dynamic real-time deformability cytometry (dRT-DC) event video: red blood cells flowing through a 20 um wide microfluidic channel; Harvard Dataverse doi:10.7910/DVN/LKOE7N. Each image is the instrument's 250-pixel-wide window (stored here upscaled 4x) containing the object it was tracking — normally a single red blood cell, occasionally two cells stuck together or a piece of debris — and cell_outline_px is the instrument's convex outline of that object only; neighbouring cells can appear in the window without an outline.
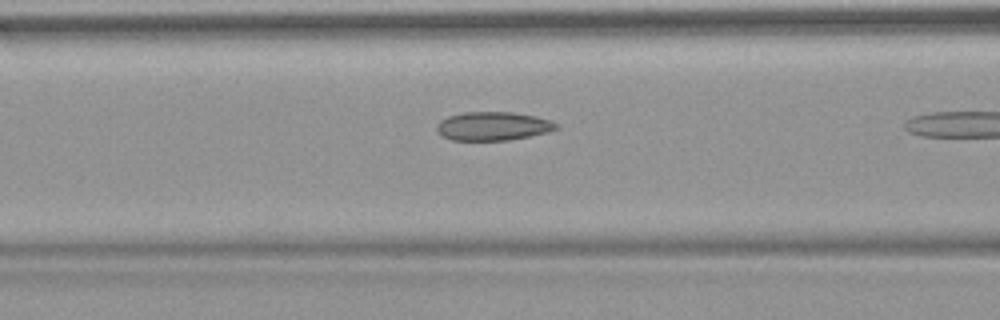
{"species": "common noctule bat (a hibernating species)", "species_latin": "Nyctalus noctula", "temperature_condition": "warm", "stored_images_in_passage": 11, "camera_frame_rate_fps": 3000, "um_per_image_px": 0.085, "animal": {"sex": "female", "body_mass_g": 18.4}, "frame": {"image": 1, "passage_image": 10, "time_ms": 3.0, "image_size_px": [1000, 320], "cell_outline_px": [[560, 128], [548, 132], [508, 140], [452, 140], [440, 136], [436, 128], [436, 124], [440, 120], [448, 116], [464, 112], [512, 112], [536, 116], [552, 120], [560, 124]], "centroid_in_image_um": [41.92, 10.71], "position_along_channel_um": 124.7, "area_um2": 20.17}}